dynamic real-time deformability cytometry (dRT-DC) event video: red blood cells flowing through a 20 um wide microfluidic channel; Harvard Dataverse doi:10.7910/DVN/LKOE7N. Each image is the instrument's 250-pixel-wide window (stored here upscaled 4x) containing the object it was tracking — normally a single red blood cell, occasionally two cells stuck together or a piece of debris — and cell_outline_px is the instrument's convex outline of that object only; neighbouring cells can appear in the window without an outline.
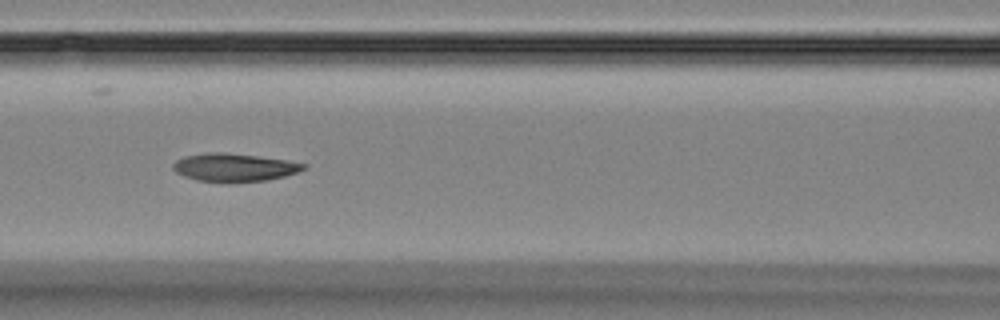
{"species": "Egyptian fruit bat (a non-hibernating species)", "species_latin": "Rousettus aegyptiacus", "temperature_condition": "room temperature", "stored_images_in_passage": 11, "camera_frame_rate_fps": 3000, "um_per_image_px": 0.085, "animal": {"sex": "female"}, "frame": {"image": 1, "passage_image": 7, "time_ms": 6.667, "image_size_px": [1000, 320], "cell_outline_px": [[308, 168], [284, 176], [264, 180], [196, 180], [184, 176], [176, 172], [172, 168], [172, 164], [176, 160], [184, 156], [208, 152], [224, 152], [256, 156], [284, 160], [308, 164]], "centroid_in_image_um": [19.89, 14.19], "position_along_channel_um": 146.7, "area_um2": 20.63}}
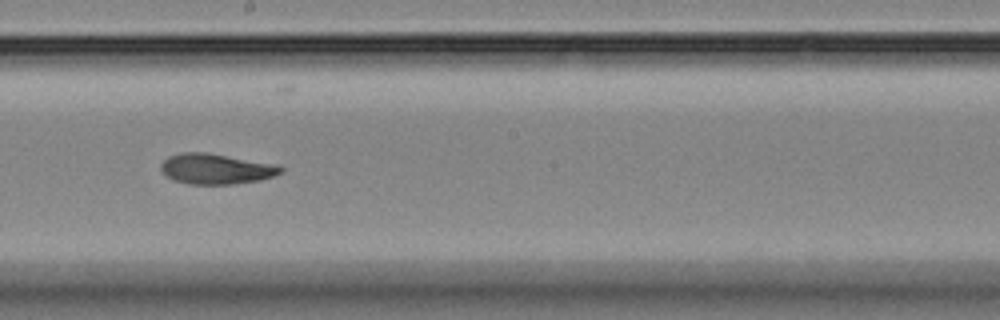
{"frame": {"image": 2, "passage_image": 9, "time_ms": 9.0, "image_size_px": [1000, 320], "cell_outline_px": [[284, 168], [280, 172], [272, 176], [260, 180], [232, 184], [188, 184], [172, 180], [160, 168], [160, 164], [168, 156], [180, 152], [208, 152], [276, 164]], "centroid_in_image_um": [18.33, 14.34], "position_along_channel_um": 229.9, "area_um2": 21.27}}
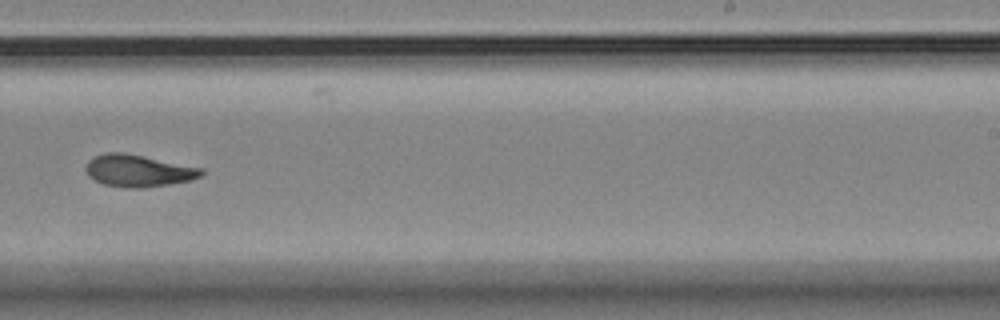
{"frame": {"image": 3, "passage_image": 10, "time_ms": 10.333, "image_size_px": [1000, 320], "cell_outline_px": [[204, 172], [200, 176], [192, 180], [144, 188], [128, 188], [104, 184], [88, 176], [84, 168], [88, 160], [92, 156], [104, 152], [124, 152], [204, 168]], "centroid_in_image_um": [11.73, 14.5], "position_along_channel_um": 277.3, "area_um2": 21.79}}